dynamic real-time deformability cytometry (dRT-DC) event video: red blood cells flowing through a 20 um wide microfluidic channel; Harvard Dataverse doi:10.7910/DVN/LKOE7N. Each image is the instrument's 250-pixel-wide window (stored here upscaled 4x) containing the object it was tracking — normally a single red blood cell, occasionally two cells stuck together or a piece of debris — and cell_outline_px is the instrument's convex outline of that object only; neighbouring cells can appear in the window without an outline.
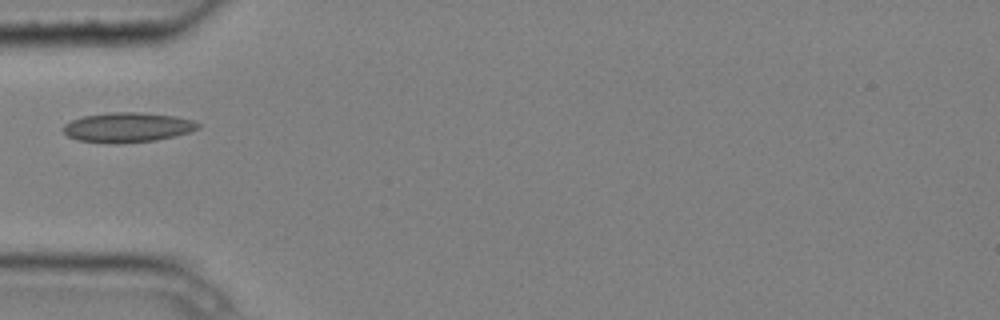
{"species": "common noctule bat (a hibernating species)", "species_latin": "Nyctalus noctula", "temperature_condition": "cold", "stored_images_in_passage": 7, "camera_frame_rate_fps": 3000, "um_per_image_px": 0.085, "animal": {"sex": "male", "body_mass_g": 20.4}, "frame": {"image": 1, "passage_image": 4, "time_ms": 1.0, "image_size_px": [1000, 320], "cell_outline_px": [[200, 128], [176, 136], [156, 140], [116, 144], [108, 144], [76, 140], [68, 136], [60, 128], [64, 124], [72, 120], [84, 116], [112, 112], [140, 112], [176, 116], [192, 120], [200, 124]], "centroid_in_image_um": [10.82, 10.83], "position_along_channel_um": 74.2, "area_um2": 23.64}}
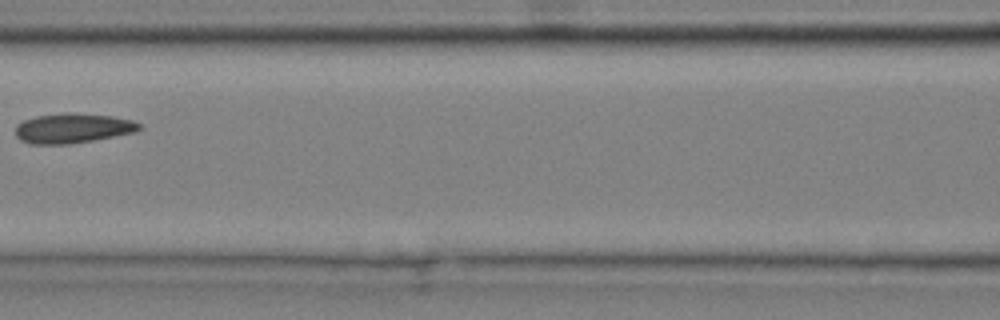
{"frame": {"image": 2, "passage_image": 6, "time_ms": 1.667, "image_size_px": [1000, 320], "cell_outline_px": [[144, 128], [136, 132], [92, 140], [68, 144], [32, 144], [20, 140], [16, 136], [16, 124], [24, 120], [36, 116], [64, 112], [72, 112], [112, 116], [132, 120], [140, 124]], "centroid_in_image_um": [6.19, 10.89], "position_along_channel_um": 160.4, "area_um2": 21.62}}
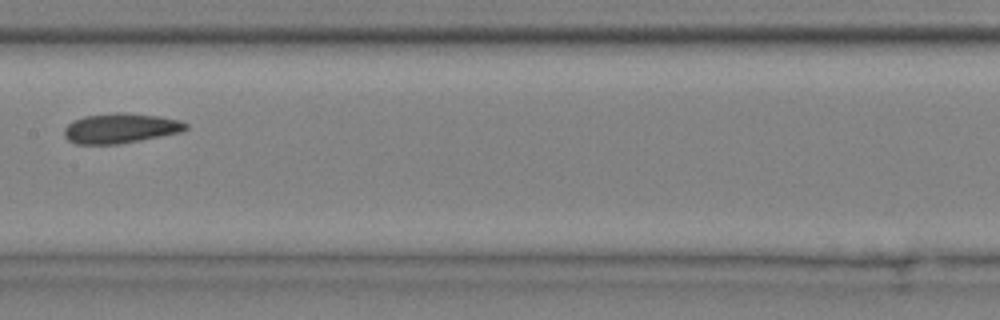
{"frame": {"image": 3, "passage_image": 7, "time_ms": 2.0, "image_size_px": [1000, 320], "cell_outline_px": [[188, 128], [180, 132], [120, 144], [76, 144], [68, 140], [64, 136], [64, 128], [72, 120], [84, 116], [116, 112], [120, 112], [160, 116], [180, 120], [188, 124]], "centroid_in_image_um": [10.22, 10.9], "position_along_channel_um": 197.2, "area_um2": 21.27}}